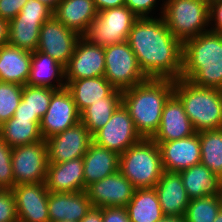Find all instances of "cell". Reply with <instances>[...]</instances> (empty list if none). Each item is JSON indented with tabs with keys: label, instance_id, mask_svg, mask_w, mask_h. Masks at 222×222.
Returning <instances> with one entry per match:
<instances>
[{
	"label": "cell",
	"instance_id": "6da1fadb",
	"mask_svg": "<svg viewBox=\"0 0 222 222\" xmlns=\"http://www.w3.org/2000/svg\"><path fill=\"white\" fill-rule=\"evenodd\" d=\"M130 48L148 78L179 79L183 69V43L164 18H138L129 32Z\"/></svg>",
	"mask_w": 222,
	"mask_h": 222
},
{
	"label": "cell",
	"instance_id": "7a4b0ae2",
	"mask_svg": "<svg viewBox=\"0 0 222 222\" xmlns=\"http://www.w3.org/2000/svg\"><path fill=\"white\" fill-rule=\"evenodd\" d=\"M173 93L174 80L169 78H148L122 92V104L142 138H152L155 135L164 105Z\"/></svg>",
	"mask_w": 222,
	"mask_h": 222
},
{
	"label": "cell",
	"instance_id": "3957f363",
	"mask_svg": "<svg viewBox=\"0 0 222 222\" xmlns=\"http://www.w3.org/2000/svg\"><path fill=\"white\" fill-rule=\"evenodd\" d=\"M180 78L198 87L222 90V35L209 30L183 43Z\"/></svg>",
	"mask_w": 222,
	"mask_h": 222
},
{
	"label": "cell",
	"instance_id": "277c9868",
	"mask_svg": "<svg viewBox=\"0 0 222 222\" xmlns=\"http://www.w3.org/2000/svg\"><path fill=\"white\" fill-rule=\"evenodd\" d=\"M174 94L197 133L222 128V90L198 87L179 78L174 80Z\"/></svg>",
	"mask_w": 222,
	"mask_h": 222
},
{
	"label": "cell",
	"instance_id": "5b68a950",
	"mask_svg": "<svg viewBox=\"0 0 222 222\" xmlns=\"http://www.w3.org/2000/svg\"><path fill=\"white\" fill-rule=\"evenodd\" d=\"M119 171L137 188H153L164 172L158 144L141 138L119 156Z\"/></svg>",
	"mask_w": 222,
	"mask_h": 222
},
{
	"label": "cell",
	"instance_id": "8992f818",
	"mask_svg": "<svg viewBox=\"0 0 222 222\" xmlns=\"http://www.w3.org/2000/svg\"><path fill=\"white\" fill-rule=\"evenodd\" d=\"M161 13L171 33L182 43L209 31L204 27L211 21L207 0L167 1Z\"/></svg>",
	"mask_w": 222,
	"mask_h": 222
},
{
	"label": "cell",
	"instance_id": "52a82bcc",
	"mask_svg": "<svg viewBox=\"0 0 222 222\" xmlns=\"http://www.w3.org/2000/svg\"><path fill=\"white\" fill-rule=\"evenodd\" d=\"M138 17L125 5L99 11L96 19L82 36L101 47L128 40L129 32Z\"/></svg>",
	"mask_w": 222,
	"mask_h": 222
},
{
	"label": "cell",
	"instance_id": "ba28073f",
	"mask_svg": "<svg viewBox=\"0 0 222 222\" xmlns=\"http://www.w3.org/2000/svg\"><path fill=\"white\" fill-rule=\"evenodd\" d=\"M104 53V77L116 89L124 91L148 79L127 41L104 47Z\"/></svg>",
	"mask_w": 222,
	"mask_h": 222
},
{
	"label": "cell",
	"instance_id": "9c48e42d",
	"mask_svg": "<svg viewBox=\"0 0 222 222\" xmlns=\"http://www.w3.org/2000/svg\"><path fill=\"white\" fill-rule=\"evenodd\" d=\"M11 163L14 186L28 183H45L49 164L46 141L43 139L13 147Z\"/></svg>",
	"mask_w": 222,
	"mask_h": 222
},
{
	"label": "cell",
	"instance_id": "30bf717a",
	"mask_svg": "<svg viewBox=\"0 0 222 222\" xmlns=\"http://www.w3.org/2000/svg\"><path fill=\"white\" fill-rule=\"evenodd\" d=\"M141 138L128 110L121 103L110 120L92 135V142L120 155Z\"/></svg>",
	"mask_w": 222,
	"mask_h": 222
},
{
	"label": "cell",
	"instance_id": "8fae6325",
	"mask_svg": "<svg viewBox=\"0 0 222 222\" xmlns=\"http://www.w3.org/2000/svg\"><path fill=\"white\" fill-rule=\"evenodd\" d=\"M80 35L52 16L40 29L37 51L66 66L73 55Z\"/></svg>",
	"mask_w": 222,
	"mask_h": 222
},
{
	"label": "cell",
	"instance_id": "7c38bea8",
	"mask_svg": "<svg viewBox=\"0 0 222 222\" xmlns=\"http://www.w3.org/2000/svg\"><path fill=\"white\" fill-rule=\"evenodd\" d=\"M45 141L48 162L58 164L76 158H83L92 142V135L85 125L79 122Z\"/></svg>",
	"mask_w": 222,
	"mask_h": 222
},
{
	"label": "cell",
	"instance_id": "4fadbf2b",
	"mask_svg": "<svg viewBox=\"0 0 222 222\" xmlns=\"http://www.w3.org/2000/svg\"><path fill=\"white\" fill-rule=\"evenodd\" d=\"M80 122V113L72 95L66 89L57 90L40 121V131L44 140L65 131Z\"/></svg>",
	"mask_w": 222,
	"mask_h": 222
},
{
	"label": "cell",
	"instance_id": "5bb4252c",
	"mask_svg": "<svg viewBox=\"0 0 222 222\" xmlns=\"http://www.w3.org/2000/svg\"><path fill=\"white\" fill-rule=\"evenodd\" d=\"M18 222H50L46 183L18 184L11 189Z\"/></svg>",
	"mask_w": 222,
	"mask_h": 222
},
{
	"label": "cell",
	"instance_id": "9a60e30c",
	"mask_svg": "<svg viewBox=\"0 0 222 222\" xmlns=\"http://www.w3.org/2000/svg\"><path fill=\"white\" fill-rule=\"evenodd\" d=\"M135 187L118 170L93 182L86 189L91 205L100 208L125 207L132 199Z\"/></svg>",
	"mask_w": 222,
	"mask_h": 222
},
{
	"label": "cell",
	"instance_id": "2e32d148",
	"mask_svg": "<svg viewBox=\"0 0 222 222\" xmlns=\"http://www.w3.org/2000/svg\"><path fill=\"white\" fill-rule=\"evenodd\" d=\"M105 72L104 47L93 45L83 37L77 41L72 57L65 66L66 80L103 77Z\"/></svg>",
	"mask_w": 222,
	"mask_h": 222
},
{
	"label": "cell",
	"instance_id": "e0dca14e",
	"mask_svg": "<svg viewBox=\"0 0 222 222\" xmlns=\"http://www.w3.org/2000/svg\"><path fill=\"white\" fill-rule=\"evenodd\" d=\"M165 171L180 172L201 162L199 133L189 137L157 143Z\"/></svg>",
	"mask_w": 222,
	"mask_h": 222
},
{
	"label": "cell",
	"instance_id": "ac0fdd59",
	"mask_svg": "<svg viewBox=\"0 0 222 222\" xmlns=\"http://www.w3.org/2000/svg\"><path fill=\"white\" fill-rule=\"evenodd\" d=\"M195 133L183 104L173 93L164 105L159 128L152 139L156 143H162L183 139Z\"/></svg>",
	"mask_w": 222,
	"mask_h": 222
},
{
	"label": "cell",
	"instance_id": "d6986e66",
	"mask_svg": "<svg viewBox=\"0 0 222 222\" xmlns=\"http://www.w3.org/2000/svg\"><path fill=\"white\" fill-rule=\"evenodd\" d=\"M164 216H184L190 198L179 172L165 171L154 186Z\"/></svg>",
	"mask_w": 222,
	"mask_h": 222
},
{
	"label": "cell",
	"instance_id": "ffe728a7",
	"mask_svg": "<svg viewBox=\"0 0 222 222\" xmlns=\"http://www.w3.org/2000/svg\"><path fill=\"white\" fill-rule=\"evenodd\" d=\"M86 191L63 193L49 192L48 213L50 222H80L91 208Z\"/></svg>",
	"mask_w": 222,
	"mask_h": 222
},
{
	"label": "cell",
	"instance_id": "44dd1931",
	"mask_svg": "<svg viewBox=\"0 0 222 222\" xmlns=\"http://www.w3.org/2000/svg\"><path fill=\"white\" fill-rule=\"evenodd\" d=\"M46 186L49 192L73 193L85 191L83 158L58 164H48Z\"/></svg>",
	"mask_w": 222,
	"mask_h": 222
},
{
	"label": "cell",
	"instance_id": "7402d4cb",
	"mask_svg": "<svg viewBox=\"0 0 222 222\" xmlns=\"http://www.w3.org/2000/svg\"><path fill=\"white\" fill-rule=\"evenodd\" d=\"M119 154L91 142L83 156V173L85 191L93 182L117 172L119 170Z\"/></svg>",
	"mask_w": 222,
	"mask_h": 222
},
{
	"label": "cell",
	"instance_id": "603a6c76",
	"mask_svg": "<svg viewBox=\"0 0 222 222\" xmlns=\"http://www.w3.org/2000/svg\"><path fill=\"white\" fill-rule=\"evenodd\" d=\"M98 11L93 0H61L53 16L81 37L96 19Z\"/></svg>",
	"mask_w": 222,
	"mask_h": 222
},
{
	"label": "cell",
	"instance_id": "cb8c5ba5",
	"mask_svg": "<svg viewBox=\"0 0 222 222\" xmlns=\"http://www.w3.org/2000/svg\"><path fill=\"white\" fill-rule=\"evenodd\" d=\"M32 52L11 46L0 47V82L26 85L30 76Z\"/></svg>",
	"mask_w": 222,
	"mask_h": 222
},
{
	"label": "cell",
	"instance_id": "d4e9b609",
	"mask_svg": "<svg viewBox=\"0 0 222 222\" xmlns=\"http://www.w3.org/2000/svg\"><path fill=\"white\" fill-rule=\"evenodd\" d=\"M190 200L206 196L222 195V177L203 164H197L179 172Z\"/></svg>",
	"mask_w": 222,
	"mask_h": 222
},
{
	"label": "cell",
	"instance_id": "484cf974",
	"mask_svg": "<svg viewBox=\"0 0 222 222\" xmlns=\"http://www.w3.org/2000/svg\"><path fill=\"white\" fill-rule=\"evenodd\" d=\"M66 89L72 95L79 113L92 103L104 101V97L111 96L117 90L104 76L66 80Z\"/></svg>",
	"mask_w": 222,
	"mask_h": 222
},
{
	"label": "cell",
	"instance_id": "4316f807",
	"mask_svg": "<svg viewBox=\"0 0 222 222\" xmlns=\"http://www.w3.org/2000/svg\"><path fill=\"white\" fill-rule=\"evenodd\" d=\"M63 77L65 78V66L43 52L37 50L32 52L27 85L60 90L66 88V82L61 80ZM55 78L59 81L57 86L51 84V80Z\"/></svg>",
	"mask_w": 222,
	"mask_h": 222
},
{
	"label": "cell",
	"instance_id": "83f0119b",
	"mask_svg": "<svg viewBox=\"0 0 222 222\" xmlns=\"http://www.w3.org/2000/svg\"><path fill=\"white\" fill-rule=\"evenodd\" d=\"M125 208L130 222H157L164 217L154 187L135 189Z\"/></svg>",
	"mask_w": 222,
	"mask_h": 222
},
{
	"label": "cell",
	"instance_id": "f1b7e54d",
	"mask_svg": "<svg viewBox=\"0 0 222 222\" xmlns=\"http://www.w3.org/2000/svg\"><path fill=\"white\" fill-rule=\"evenodd\" d=\"M55 89L24 85L22 99L13 118L40 119L45 115L50 105Z\"/></svg>",
	"mask_w": 222,
	"mask_h": 222
},
{
	"label": "cell",
	"instance_id": "f546056e",
	"mask_svg": "<svg viewBox=\"0 0 222 222\" xmlns=\"http://www.w3.org/2000/svg\"><path fill=\"white\" fill-rule=\"evenodd\" d=\"M40 121L12 117L0 126V137L12 148L43 140Z\"/></svg>",
	"mask_w": 222,
	"mask_h": 222
},
{
	"label": "cell",
	"instance_id": "4dcf8cb0",
	"mask_svg": "<svg viewBox=\"0 0 222 222\" xmlns=\"http://www.w3.org/2000/svg\"><path fill=\"white\" fill-rule=\"evenodd\" d=\"M49 19H30L17 15L9 21L8 44L30 52L36 51L42 25Z\"/></svg>",
	"mask_w": 222,
	"mask_h": 222
},
{
	"label": "cell",
	"instance_id": "1f68e13d",
	"mask_svg": "<svg viewBox=\"0 0 222 222\" xmlns=\"http://www.w3.org/2000/svg\"><path fill=\"white\" fill-rule=\"evenodd\" d=\"M122 90H116L111 96L104 97V101L92 103L80 113V122L93 135L101 129L111 118L113 112L122 103Z\"/></svg>",
	"mask_w": 222,
	"mask_h": 222
},
{
	"label": "cell",
	"instance_id": "d6a6232c",
	"mask_svg": "<svg viewBox=\"0 0 222 222\" xmlns=\"http://www.w3.org/2000/svg\"><path fill=\"white\" fill-rule=\"evenodd\" d=\"M201 164L222 177V128L199 132Z\"/></svg>",
	"mask_w": 222,
	"mask_h": 222
},
{
	"label": "cell",
	"instance_id": "836d02e7",
	"mask_svg": "<svg viewBox=\"0 0 222 222\" xmlns=\"http://www.w3.org/2000/svg\"><path fill=\"white\" fill-rule=\"evenodd\" d=\"M221 209L222 195L195 198L189 201L184 217L186 222H214Z\"/></svg>",
	"mask_w": 222,
	"mask_h": 222
},
{
	"label": "cell",
	"instance_id": "e575fe53",
	"mask_svg": "<svg viewBox=\"0 0 222 222\" xmlns=\"http://www.w3.org/2000/svg\"><path fill=\"white\" fill-rule=\"evenodd\" d=\"M23 86L0 82V126L13 117L22 99Z\"/></svg>",
	"mask_w": 222,
	"mask_h": 222
},
{
	"label": "cell",
	"instance_id": "d590c367",
	"mask_svg": "<svg viewBox=\"0 0 222 222\" xmlns=\"http://www.w3.org/2000/svg\"><path fill=\"white\" fill-rule=\"evenodd\" d=\"M12 147L0 137V189H12L14 175L11 163Z\"/></svg>",
	"mask_w": 222,
	"mask_h": 222
},
{
	"label": "cell",
	"instance_id": "8d00e7d4",
	"mask_svg": "<svg viewBox=\"0 0 222 222\" xmlns=\"http://www.w3.org/2000/svg\"><path fill=\"white\" fill-rule=\"evenodd\" d=\"M0 222H18L15 198L11 189H0Z\"/></svg>",
	"mask_w": 222,
	"mask_h": 222
},
{
	"label": "cell",
	"instance_id": "74e56055",
	"mask_svg": "<svg viewBox=\"0 0 222 222\" xmlns=\"http://www.w3.org/2000/svg\"><path fill=\"white\" fill-rule=\"evenodd\" d=\"M18 15L30 19H50L53 11L38 0H28Z\"/></svg>",
	"mask_w": 222,
	"mask_h": 222
},
{
	"label": "cell",
	"instance_id": "f35d334b",
	"mask_svg": "<svg viewBox=\"0 0 222 222\" xmlns=\"http://www.w3.org/2000/svg\"><path fill=\"white\" fill-rule=\"evenodd\" d=\"M28 0H0V17L8 21L14 19Z\"/></svg>",
	"mask_w": 222,
	"mask_h": 222
},
{
	"label": "cell",
	"instance_id": "ab89813d",
	"mask_svg": "<svg viewBox=\"0 0 222 222\" xmlns=\"http://www.w3.org/2000/svg\"><path fill=\"white\" fill-rule=\"evenodd\" d=\"M156 0H125L127 6L138 18H149L150 10L154 8Z\"/></svg>",
	"mask_w": 222,
	"mask_h": 222
},
{
	"label": "cell",
	"instance_id": "60d3db41",
	"mask_svg": "<svg viewBox=\"0 0 222 222\" xmlns=\"http://www.w3.org/2000/svg\"><path fill=\"white\" fill-rule=\"evenodd\" d=\"M102 222H130L125 207L102 208Z\"/></svg>",
	"mask_w": 222,
	"mask_h": 222
},
{
	"label": "cell",
	"instance_id": "b9f144b4",
	"mask_svg": "<svg viewBox=\"0 0 222 222\" xmlns=\"http://www.w3.org/2000/svg\"><path fill=\"white\" fill-rule=\"evenodd\" d=\"M215 21V27L209 30L222 35V0H215L210 3V20Z\"/></svg>",
	"mask_w": 222,
	"mask_h": 222
},
{
	"label": "cell",
	"instance_id": "7bdbcfd3",
	"mask_svg": "<svg viewBox=\"0 0 222 222\" xmlns=\"http://www.w3.org/2000/svg\"><path fill=\"white\" fill-rule=\"evenodd\" d=\"M97 11L125 5V0H93Z\"/></svg>",
	"mask_w": 222,
	"mask_h": 222
},
{
	"label": "cell",
	"instance_id": "ee69618b",
	"mask_svg": "<svg viewBox=\"0 0 222 222\" xmlns=\"http://www.w3.org/2000/svg\"><path fill=\"white\" fill-rule=\"evenodd\" d=\"M80 222H102V208L91 206Z\"/></svg>",
	"mask_w": 222,
	"mask_h": 222
},
{
	"label": "cell",
	"instance_id": "f6af8a7d",
	"mask_svg": "<svg viewBox=\"0 0 222 222\" xmlns=\"http://www.w3.org/2000/svg\"><path fill=\"white\" fill-rule=\"evenodd\" d=\"M9 21L0 17V47L8 44Z\"/></svg>",
	"mask_w": 222,
	"mask_h": 222
},
{
	"label": "cell",
	"instance_id": "bcb514c9",
	"mask_svg": "<svg viewBox=\"0 0 222 222\" xmlns=\"http://www.w3.org/2000/svg\"><path fill=\"white\" fill-rule=\"evenodd\" d=\"M157 222H186L184 216H164Z\"/></svg>",
	"mask_w": 222,
	"mask_h": 222
},
{
	"label": "cell",
	"instance_id": "7dc6e473",
	"mask_svg": "<svg viewBox=\"0 0 222 222\" xmlns=\"http://www.w3.org/2000/svg\"><path fill=\"white\" fill-rule=\"evenodd\" d=\"M38 1L46 5L52 11H54L61 0H38Z\"/></svg>",
	"mask_w": 222,
	"mask_h": 222
},
{
	"label": "cell",
	"instance_id": "c3c4849f",
	"mask_svg": "<svg viewBox=\"0 0 222 222\" xmlns=\"http://www.w3.org/2000/svg\"><path fill=\"white\" fill-rule=\"evenodd\" d=\"M214 222H222V209L219 211V213L216 216Z\"/></svg>",
	"mask_w": 222,
	"mask_h": 222
},
{
	"label": "cell",
	"instance_id": "681fc988",
	"mask_svg": "<svg viewBox=\"0 0 222 222\" xmlns=\"http://www.w3.org/2000/svg\"><path fill=\"white\" fill-rule=\"evenodd\" d=\"M58 222H72V221H65V220H63V221H58Z\"/></svg>",
	"mask_w": 222,
	"mask_h": 222
}]
</instances>
